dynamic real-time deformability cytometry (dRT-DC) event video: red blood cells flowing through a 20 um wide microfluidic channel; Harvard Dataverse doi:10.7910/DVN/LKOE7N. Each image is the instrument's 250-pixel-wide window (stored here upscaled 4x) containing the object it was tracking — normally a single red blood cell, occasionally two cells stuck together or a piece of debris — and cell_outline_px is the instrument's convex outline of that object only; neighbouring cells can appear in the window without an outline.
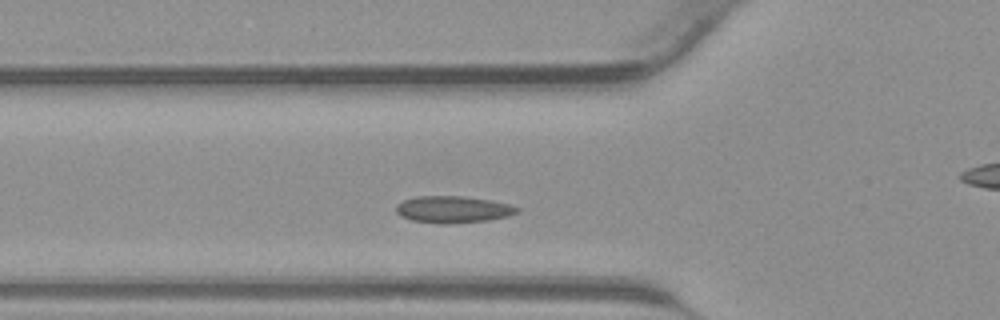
{"species": "common noctule bat (a hibernating species)", "species_latin": "Nyctalus noctula", "temperature_condition": "warm", "stored_images_in_passage": 32, "camera_frame_rate_fps": 3000, "um_per_image_px": 0.085, "animal": {"sex": "male", "body_mass_g": 23.1, "forearm_length_mm": 52.7}, "frame": {"image": 1, "passage_image": 10, "time_ms": 3.0, "image_size_px": [1000, 320], "cell_outline_px": [[520, 212], [508, 216], [488, 220], [448, 224], [440, 224], [412, 220], [400, 216], [396, 212], [396, 204], [404, 200], [416, 196], [464, 196], [492, 200], [508, 204], [520, 208]], "centroid_in_image_um": [38.51, 17.8], "position_along_channel_um": 87.3, "area_um2": 19.07}}
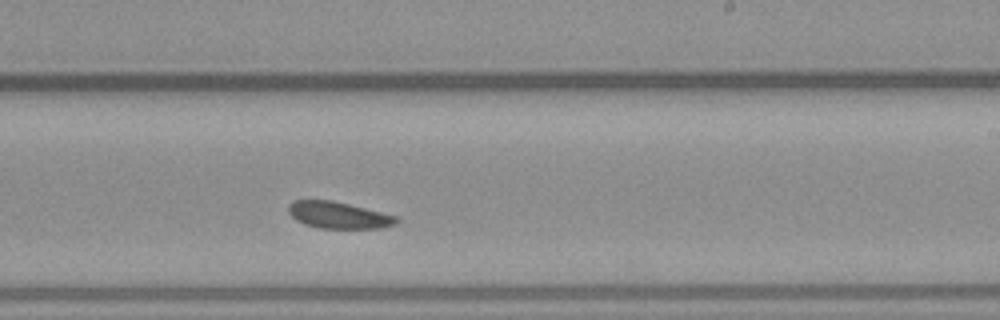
{"frame": {"image": 2, "passage_image": 21, "time_ms": 6.667, "image_size_px": [1000, 320], "cell_outline_px": [[400, 220], [396, 224], [380, 228], [320, 228], [304, 224], [296, 220], [288, 212], [288, 204], [292, 200], [332, 200], [396, 216]], "centroid_in_image_um": [28.74, 18.28], "position_along_channel_um": 260.3, "area_um2": 16.7}}
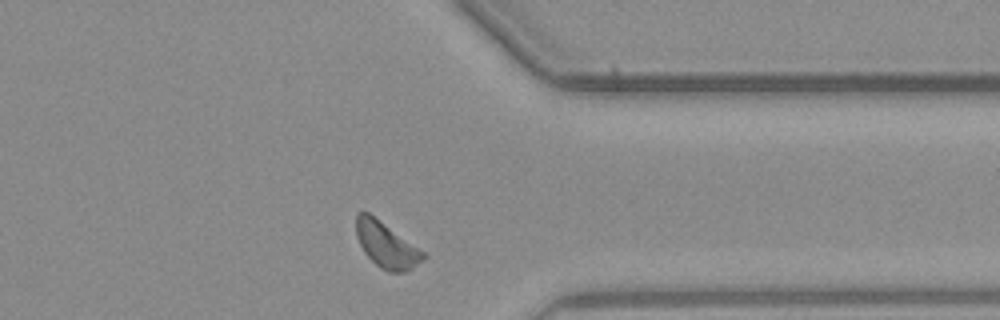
{"frame": {"image": 3, "passage_image": 29, "time_ms": 9.333, "image_size_px": [1000, 320], "cell_outline_px": [[428, 256], [424, 260], [408, 272], [388, 272], [380, 268], [364, 252], [356, 236], [356, 212], [368, 212], [424, 252]], "centroid_in_image_um": [32.85, 20.85], "position_along_channel_um": 378.5, "area_um2": 17.69}}